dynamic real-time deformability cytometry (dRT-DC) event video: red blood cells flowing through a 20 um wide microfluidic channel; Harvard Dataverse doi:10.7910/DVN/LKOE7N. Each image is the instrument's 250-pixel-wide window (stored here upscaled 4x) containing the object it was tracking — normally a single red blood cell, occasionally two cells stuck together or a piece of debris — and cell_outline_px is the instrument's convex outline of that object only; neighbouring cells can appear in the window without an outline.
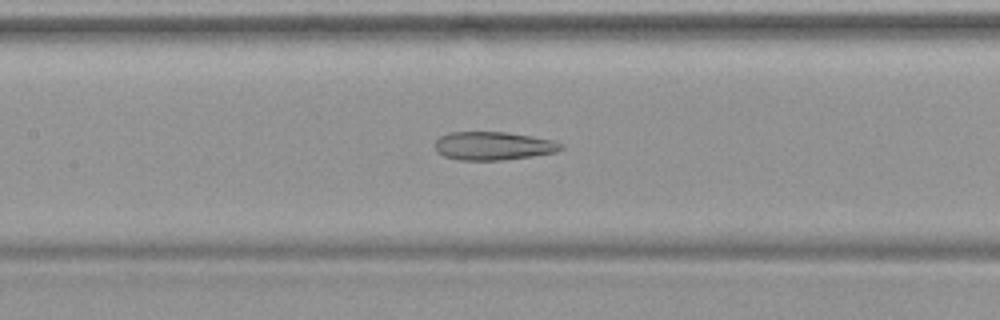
{"species": "common noctule bat (a hibernating species)", "species_latin": "Nyctalus noctula", "temperature_condition": "warm", "stored_images_in_passage": 34, "camera_frame_rate_fps": 3000, "um_per_image_px": 0.085, "animal": {"sex": "female", "body_mass_g": 19.9}, "frame": {"image": 1, "passage_image": 8, "time_ms": 2.333, "image_size_px": [1000, 320], "cell_outline_px": [[564, 148], [556, 152], [532, 156], [500, 160], [460, 160], [444, 156], [436, 152], [436, 140], [440, 136], [448, 132], [508, 132], [532, 136], [552, 140], [564, 144]], "centroid_in_image_um": [41.94, 12.39], "position_along_channel_um": 165.5, "area_um2": 20.87}}
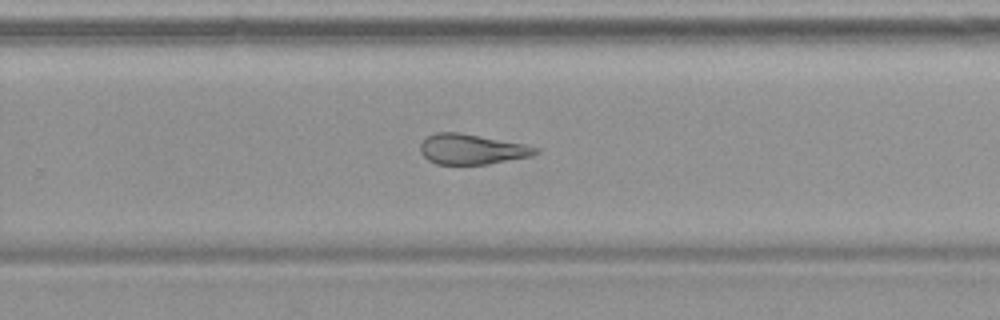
{"frame": {"image": 2, "passage_image": 17, "time_ms": 5.333, "image_size_px": [1000, 320], "cell_outline_px": [[540, 152], [532, 156], [488, 164], [436, 164], [428, 160], [420, 152], [420, 144], [424, 136], [436, 132], [460, 132], [524, 144], [540, 148]], "centroid_in_image_um": [40.08, 12.67], "position_along_channel_um": 289.7, "area_um2": 20.52}}
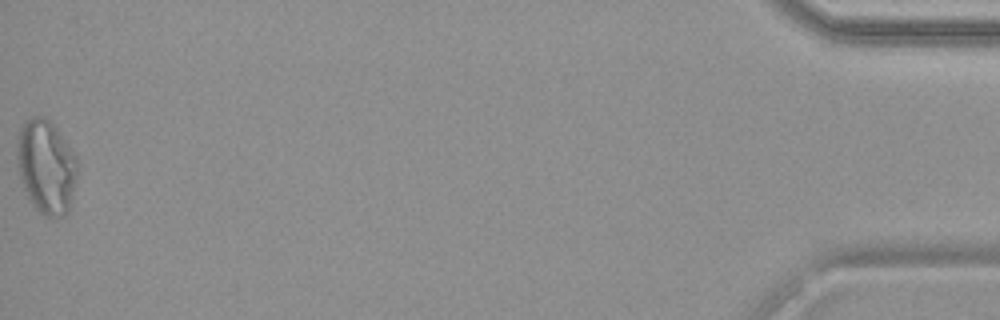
{"frame": {"image": 3, "passage_image": 34, "time_ms": 11.0, "image_size_px": [1000, 320], "cell_outline_px": [[76, 176], [72, 196], [68, 212], [64, 216], [48, 216], [40, 212], [32, 204], [24, 188], [20, 176], [16, 160], [16, 136], [20, 128], [32, 116], [44, 116], [56, 128], [76, 156]], "centroid_in_image_um": [3.9, 14.15], "position_along_channel_um": 431.3, "area_um2": 32.71}}